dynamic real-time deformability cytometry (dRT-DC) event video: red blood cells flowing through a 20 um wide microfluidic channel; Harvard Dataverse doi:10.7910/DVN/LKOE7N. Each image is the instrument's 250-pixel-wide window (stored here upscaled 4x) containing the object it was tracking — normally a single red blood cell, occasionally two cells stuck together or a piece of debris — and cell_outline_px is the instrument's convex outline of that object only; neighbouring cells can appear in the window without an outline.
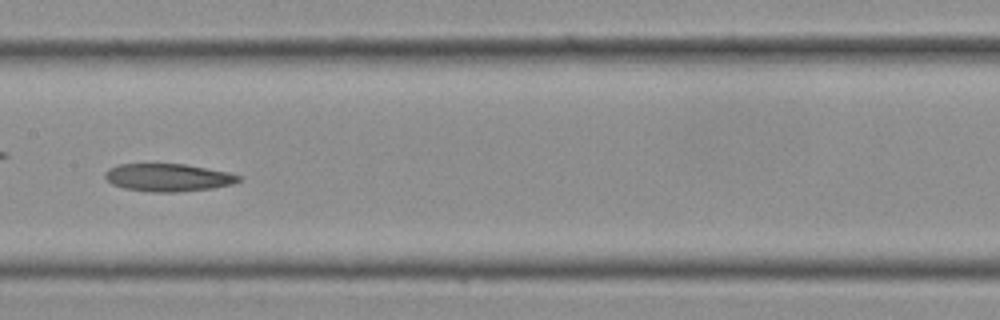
{"species": "Egyptian fruit bat (a non-hibernating species)", "species_latin": "Rousettus aegyptiacus", "temperature_condition": "cold", "stored_images_in_passage": 20, "camera_frame_rate_fps": 3000, "um_per_image_px": 0.085, "frame": {"image": 1, "passage_image": 15, "time_ms": 4.667, "image_size_px": [1000, 320], "cell_outline_px": [[244, 176], [240, 180], [232, 184], [212, 188], [176, 192], [152, 192], [124, 188], [112, 184], [104, 176], [104, 172], [108, 168], [120, 164], [184, 164], [228, 172]], "centroid_in_image_um": [14.29, 15.09], "position_along_channel_um": 193.1, "area_um2": 21.56}}
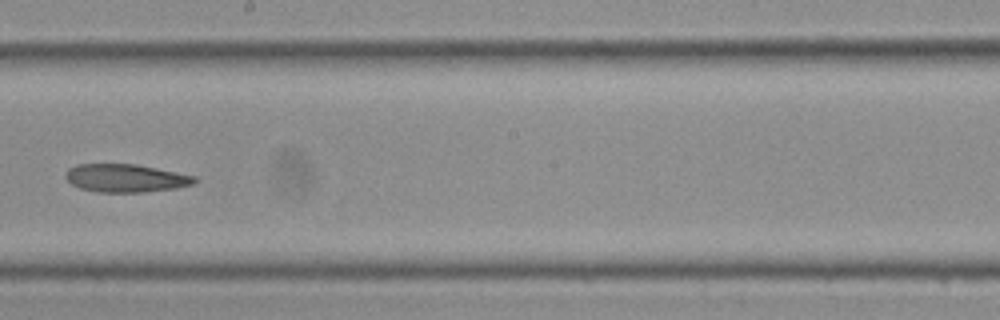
{"frame": {"image": 2, "passage_image": 17, "time_ms": 5.333, "image_size_px": [1000, 320], "cell_outline_px": [[200, 180], [196, 184], [176, 188], [144, 192], [96, 192], [80, 188], [72, 184], [64, 176], [64, 172], [68, 168], [76, 164], [136, 164], [196, 176]], "centroid_in_image_um": [10.7, 15.14], "position_along_channel_um": 237.5, "area_um2": 21.33}}
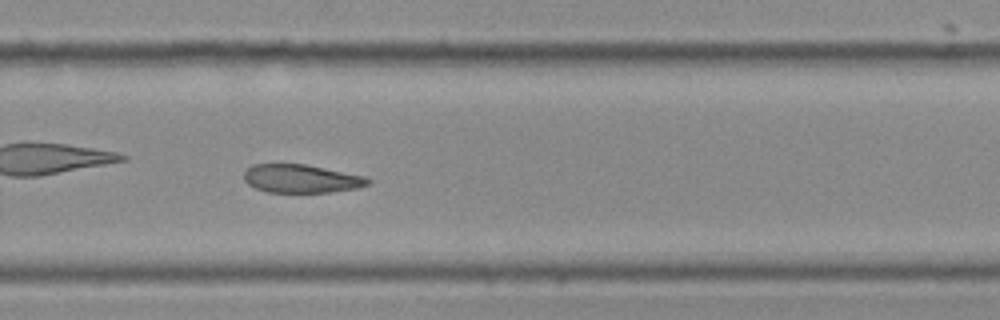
{"frame": {"image": 3, "passage_image": 20, "time_ms": 6.333, "image_size_px": [1000, 320], "cell_outline_px": [[372, 184], [356, 188], [332, 192], [268, 192], [256, 188], [248, 184], [244, 180], [244, 172], [252, 164], [304, 164], [368, 176], [372, 180]], "centroid_in_image_um": [25.66, 15.18], "position_along_channel_um": 304.1, "area_um2": 20.63}}